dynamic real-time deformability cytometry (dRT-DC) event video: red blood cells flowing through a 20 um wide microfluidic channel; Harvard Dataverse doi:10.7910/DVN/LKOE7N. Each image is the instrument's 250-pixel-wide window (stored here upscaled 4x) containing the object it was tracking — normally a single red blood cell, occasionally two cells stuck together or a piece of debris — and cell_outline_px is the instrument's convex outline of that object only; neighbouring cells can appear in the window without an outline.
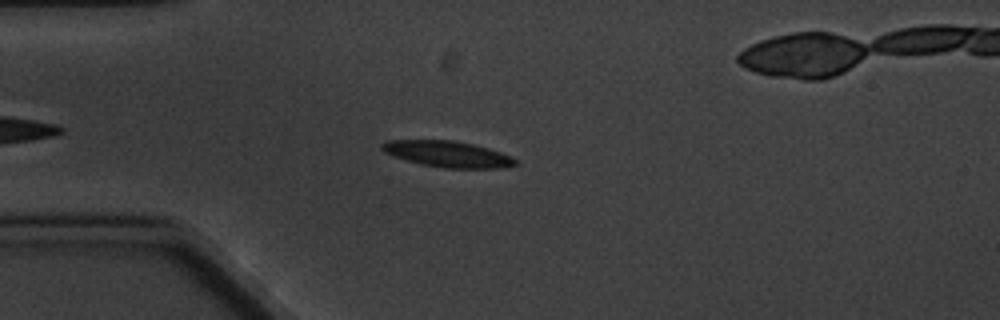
{"species": "common noctule bat (a hibernating species)", "species_latin": "Nyctalus noctula", "temperature_condition": "cold", "stored_images_in_passage": 10, "camera_frame_rate_fps": 3000, "um_per_image_px": 0.085, "animal": {"sex": "male", "body_mass_g": 20.1, "forearm_length_mm": 53.5}, "frame": {"image": 1, "passage_image": 4, "time_ms": 3.667, "image_size_px": [1000, 320], "cell_outline_px": [[516, 164], [500, 168], [444, 168], [420, 164], [392, 156], [384, 152], [380, 148], [380, 144], [384, 140], [452, 140], [472, 144], [488, 148], [512, 156], [516, 160]], "centroid_in_image_um": [37.99, 13.09], "position_along_channel_um": 47.0, "area_um2": 20.35}}